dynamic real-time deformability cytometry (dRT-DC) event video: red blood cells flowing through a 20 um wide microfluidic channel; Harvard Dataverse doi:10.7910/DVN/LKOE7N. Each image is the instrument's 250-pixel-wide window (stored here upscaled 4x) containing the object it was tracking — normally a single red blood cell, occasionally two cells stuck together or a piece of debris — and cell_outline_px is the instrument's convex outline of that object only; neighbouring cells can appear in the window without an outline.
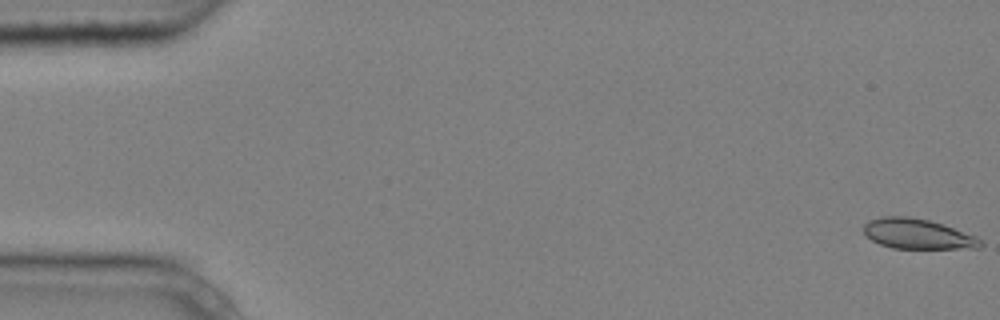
{"species": "common noctule bat (a hibernating species)", "species_latin": "Nyctalus noctula", "temperature_condition": "cold", "stored_images_in_passage": 4, "camera_frame_rate_fps": 3000, "um_per_image_px": 0.085, "animal": {"sex": "male", "body_mass_g": 20.4}, "frame": {"image": 1, "passage_image": 1, "time_ms": 0.0, "image_size_px": [1000, 320], "cell_outline_px": [[984, 244], [980, 248], [892, 248], [880, 244], [872, 240], [864, 232], [864, 224], [868, 220], [884, 216], [908, 216], [928, 220], [944, 224], [976, 236]], "centroid_in_image_um": [78.01, 19.87], "position_along_channel_um": 7.0, "area_um2": 20.46}}
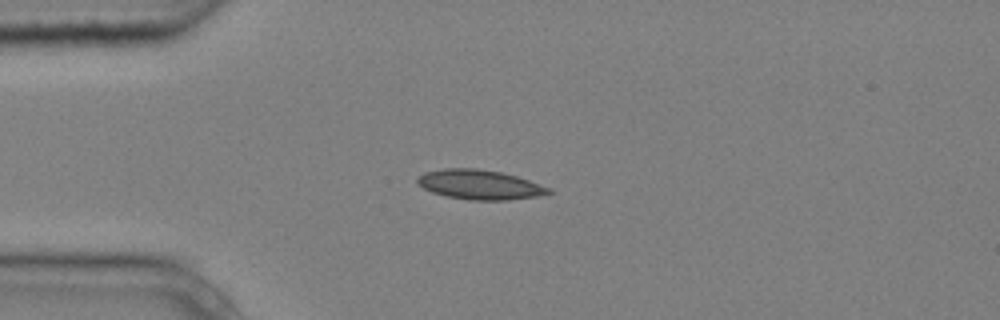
{"frame": {"image": 2, "passage_image": 4, "time_ms": 1.0, "image_size_px": [1000, 320], "cell_outline_px": [[552, 192], [536, 196], [508, 200], [468, 200], [448, 196], [432, 192], [416, 184], [416, 180], [424, 172], [444, 168], [476, 168], [500, 172], [516, 176], [552, 188]], "centroid_in_image_um": [40.76, 15.69], "position_along_channel_um": 44.2, "area_um2": 22.54}}